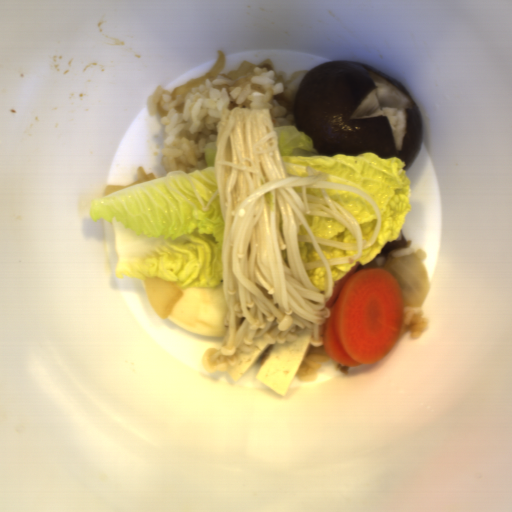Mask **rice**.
<instances>
[{"label":"rice","mask_w":512,"mask_h":512,"mask_svg":"<svg viewBox=\"0 0 512 512\" xmlns=\"http://www.w3.org/2000/svg\"><path fill=\"white\" fill-rule=\"evenodd\" d=\"M334 367H335V369L339 370L342 374L346 375L348 373V370H349V368L351 366H344V365L339 364V363L336 362Z\"/></svg>","instance_id":"obj_5"},{"label":"rice","mask_w":512,"mask_h":512,"mask_svg":"<svg viewBox=\"0 0 512 512\" xmlns=\"http://www.w3.org/2000/svg\"><path fill=\"white\" fill-rule=\"evenodd\" d=\"M309 69L291 75L253 67L238 80L220 73L213 80L192 87L179 99L156 86L146 98V110L165 125L161 154L166 174L198 171L207 167L205 148L216 145L234 109L268 108L273 128L296 125L294 101Z\"/></svg>","instance_id":"obj_1"},{"label":"rice","mask_w":512,"mask_h":512,"mask_svg":"<svg viewBox=\"0 0 512 512\" xmlns=\"http://www.w3.org/2000/svg\"><path fill=\"white\" fill-rule=\"evenodd\" d=\"M412 253H416V255L421 260H424L425 257H426L425 251H422V250L417 249V248H412L410 246L407 249H399V250L393 251V252L388 253V254H380L379 253L377 256H375L368 263H365L363 265L358 266L356 271H359V270L364 269L366 267H381L383 269V263H384V261L386 260L387 257H395L396 258V257L406 256V255H409V254H412Z\"/></svg>","instance_id":"obj_4"},{"label":"rice","mask_w":512,"mask_h":512,"mask_svg":"<svg viewBox=\"0 0 512 512\" xmlns=\"http://www.w3.org/2000/svg\"><path fill=\"white\" fill-rule=\"evenodd\" d=\"M328 360H333L329 357L324 349V343L320 346H313L311 343L308 350L296 372V376L302 382H312L317 380V374L323 364Z\"/></svg>","instance_id":"obj_2"},{"label":"rice","mask_w":512,"mask_h":512,"mask_svg":"<svg viewBox=\"0 0 512 512\" xmlns=\"http://www.w3.org/2000/svg\"><path fill=\"white\" fill-rule=\"evenodd\" d=\"M427 327V319L423 314V306L412 307L403 303V322L398 338L410 333L411 338L421 336Z\"/></svg>","instance_id":"obj_3"}]
</instances>
